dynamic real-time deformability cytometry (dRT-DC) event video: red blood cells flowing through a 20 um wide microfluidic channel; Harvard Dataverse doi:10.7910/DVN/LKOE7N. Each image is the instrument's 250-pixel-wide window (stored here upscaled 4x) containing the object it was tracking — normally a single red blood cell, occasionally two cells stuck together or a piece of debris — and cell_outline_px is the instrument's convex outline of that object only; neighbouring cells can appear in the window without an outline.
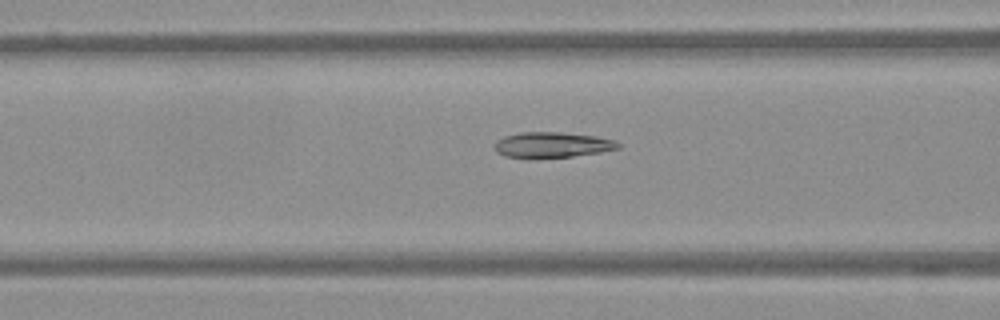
{"species": "Egyptian fruit bat (a non-hibernating species)", "species_latin": "Rousettus aegyptiacus", "temperature_condition": "warm", "stored_images_in_passage": 56, "camera_frame_rate_fps": 3000, "um_per_image_px": 0.085, "frame": {"image": 1, "passage_image": 23, "time_ms": 7.333, "image_size_px": [1000, 320], "cell_outline_px": [[620, 148], [600, 152], [572, 156], [504, 156], [496, 152], [492, 144], [496, 140], [504, 136], [520, 132], [560, 132], [596, 136], [612, 140], [620, 144]], "centroid_in_image_um": [46.9, 12.28], "position_along_channel_um": 119.7, "area_um2": 17.92}}
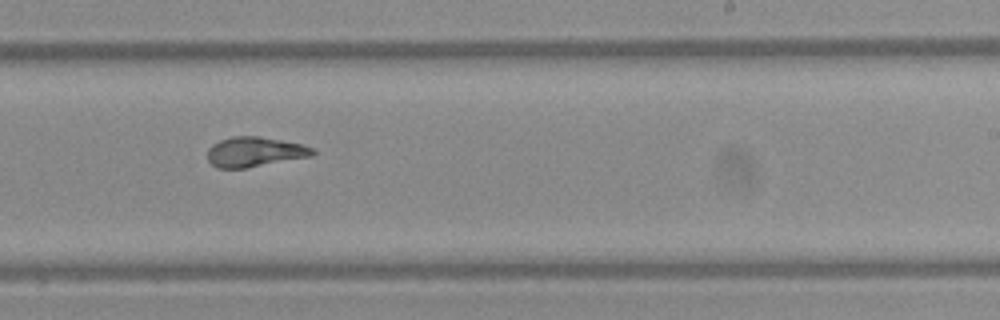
{"frame": {"image": 2, "passage_image": 35, "time_ms": 11.333, "image_size_px": [1000, 320], "cell_outline_px": [[316, 152], [312, 156], [244, 168], [216, 168], [208, 160], [208, 148], [212, 144], [220, 140], [232, 136], [260, 136], [300, 144], [312, 148]], "centroid_in_image_um": [21.61, 12.9], "position_along_channel_um": 267.4, "area_um2": 18.15}}
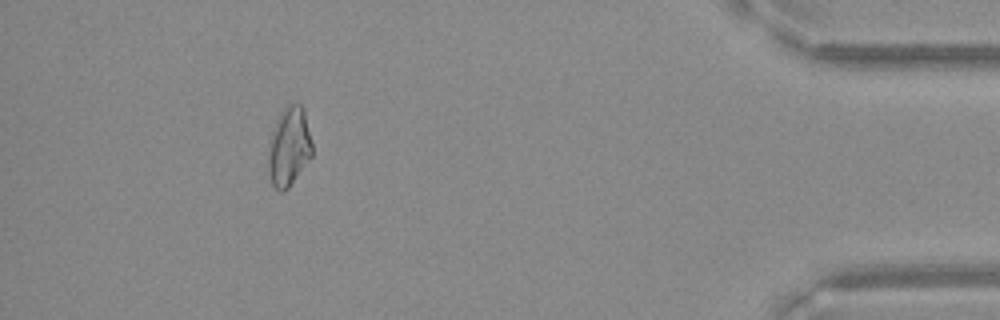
{"frame": {"image": 3, "passage_image": 51, "time_ms": 16.667, "image_size_px": [1000, 320], "cell_outline_px": [[312, 156], [288, 188], [284, 192], [280, 192], [272, 184], [268, 172], [268, 140], [276, 120], [280, 112], [288, 104], [300, 104], [304, 108], [312, 144]], "centroid_in_image_um": [24.55, 12.46], "position_along_channel_um": 410.7, "area_um2": 20.4}}